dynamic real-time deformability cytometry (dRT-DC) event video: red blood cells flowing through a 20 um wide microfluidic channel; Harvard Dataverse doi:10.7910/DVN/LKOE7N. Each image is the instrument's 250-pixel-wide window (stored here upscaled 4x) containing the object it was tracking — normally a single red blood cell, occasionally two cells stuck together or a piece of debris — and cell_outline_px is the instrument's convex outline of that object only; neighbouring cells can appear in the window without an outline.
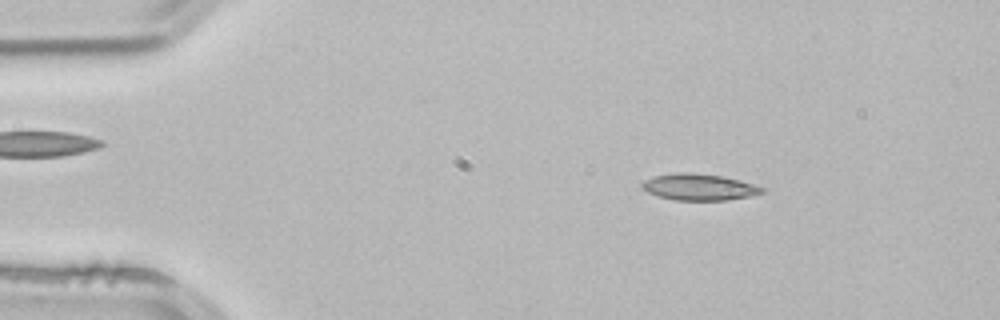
{"species": "common noctule bat (a hibernating species)", "species_latin": "Nyctalus noctula", "temperature_condition": "room temperature", "stored_images_in_passage": 2, "camera_frame_rate_fps": 3000, "um_per_image_px": 0.085, "animal": {"sex": "male", "body_mass_g": 21.5, "forearm_length_mm": 52.0}, "frame": {"image": 1, "passage_image": 1, "time_ms": 0.0, "image_size_px": [1000, 320], "cell_outline_px": [[764, 192], [752, 196], [728, 200], [676, 200], [660, 196], [648, 192], [640, 188], [640, 184], [644, 180], [652, 176], [676, 172], [692, 172], [724, 176], [752, 184], [764, 188]], "centroid_in_image_um": [59.39, 15.89], "position_along_channel_um": 25.6, "area_um2": 18.61}}
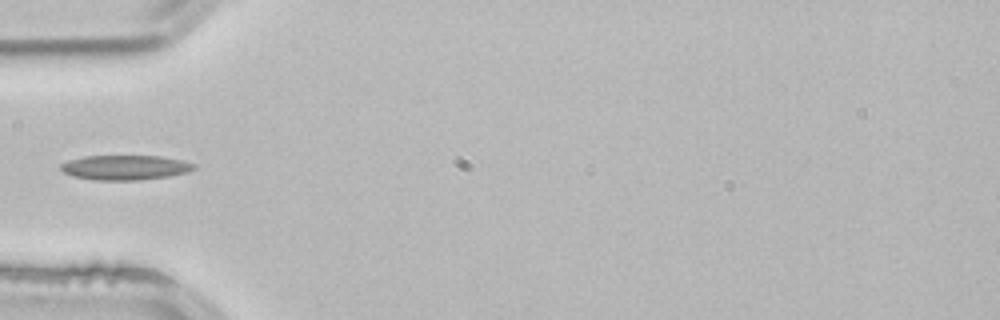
{"frame": {"image": 2, "passage_image": 2, "time_ms": 0.333, "image_size_px": [1000, 320], "cell_outline_px": [[196, 168], [188, 172], [168, 176], [140, 180], [92, 180], [72, 176], [64, 172], [60, 168], [60, 164], [68, 160], [84, 156], [160, 156], [180, 160], [196, 164]], "centroid_in_image_um": [10.62, 14.24], "position_along_channel_um": 74.4, "area_um2": 19.25}}